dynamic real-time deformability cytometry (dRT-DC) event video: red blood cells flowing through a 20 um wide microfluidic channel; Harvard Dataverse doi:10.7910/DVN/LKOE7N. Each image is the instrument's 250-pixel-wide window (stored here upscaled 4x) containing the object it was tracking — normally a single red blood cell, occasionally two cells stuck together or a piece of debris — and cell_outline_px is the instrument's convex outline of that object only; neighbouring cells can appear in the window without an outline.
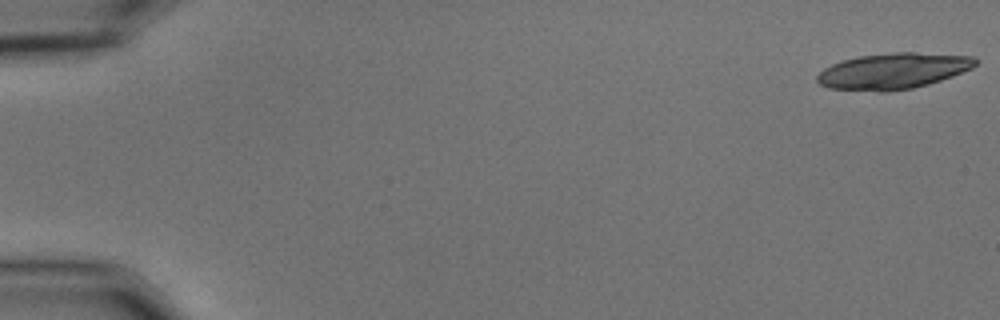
{"species": "common noctule bat (a hibernating species)", "species_latin": "Nyctalus noctula", "temperature_condition": "cold", "stored_images_in_passage": 22, "camera_frame_rate_fps": 3000, "um_per_image_px": 0.085, "animal": {"sex": "male", "body_mass_g": 15.6}, "frame": {"image": 1, "passage_image": 1, "time_ms": 0.0, "image_size_px": [1000, 320], "cell_outline_px": [[976, 64], [972, 68], [952, 76], [928, 84], [912, 88], [888, 92], [880, 92], [828, 88], [820, 84], [816, 80], [816, 76], [824, 68], [832, 64], [844, 60], [860, 56], [892, 52], [916, 52], [972, 56], [976, 60]], "centroid_in_image_um": [75.9, 6.04], "position_along_channel_um": 9.1, "area_um2": 33.12}}